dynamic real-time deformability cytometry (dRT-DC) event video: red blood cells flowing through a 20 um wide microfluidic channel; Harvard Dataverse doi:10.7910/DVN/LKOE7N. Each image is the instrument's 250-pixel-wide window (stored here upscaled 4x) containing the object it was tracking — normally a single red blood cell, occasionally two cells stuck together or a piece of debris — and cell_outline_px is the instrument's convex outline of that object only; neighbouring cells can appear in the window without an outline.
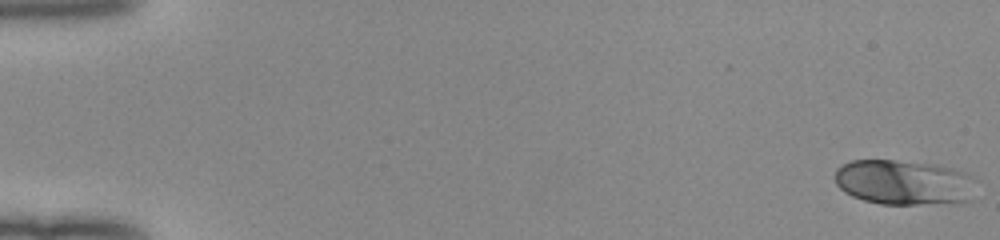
{"species": "human", "species_latin": "Homo sapiens", "temperature_condition": "room temperature", "stored_images_in_passage": 52, "camera_frame_rate_fps": 3000, "um_per_image_px": 0.085, "donor": {"sex": "female"}, "frame": {"image": 1, "passage_image": 1, "time_ms": 0.0, "image_size_px": [1000, 240], "cell_outline_px": [[980, 180], [972, 200], [956, 204], [880, 204], [864, 200], [852, 196], [844, 192], [836, 184], [836, 168], [852, 160], [896, 160], [936, 164], [952, 168], [964, 172]], "centroid_in_image_um": [76.95, 15.52], "position_along_channel_um": 8.0, "area_um2": 38.03}}
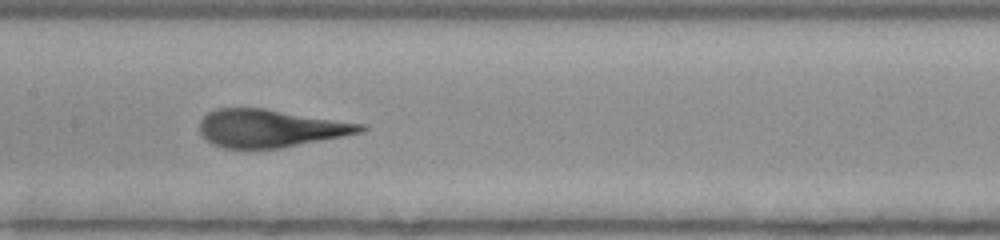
{"frame": {"image": 2, "passage_image": 27, "time_ms": 8.667, "image_size_px": [1000, 240], "cell_outline_px": [[368, 128], [364, 132], [280, 148], [224, 148], [212, 144], [200, 132], [200, 120], [208, 112], [216, 108], [264, 108], [364, 124]], "centroid_in_image_um": [22.98, 10.9], "position_along_channel_um": 184.4, "area_um2": 35.26}}
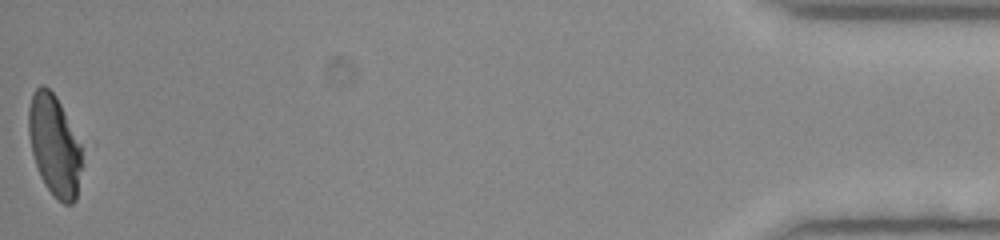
{"frame": {"image": 3, "passage_image": 52, "time_ms": 17.0, "image_size_px": [1000, 240], "cell_outline_px": [[84, 164], [76, 200], [72, 204], [64, 204], [44, 184], [40, 176], [32, 152], [28, 132], [28, 108], [32, 92], [40, 84], [44, 84], [56, 96], [80, 144]], "centroid_in_image_um": [4.63, 12.36], "position_along_channel_um": 430.6, "area_um2": 31.5}}